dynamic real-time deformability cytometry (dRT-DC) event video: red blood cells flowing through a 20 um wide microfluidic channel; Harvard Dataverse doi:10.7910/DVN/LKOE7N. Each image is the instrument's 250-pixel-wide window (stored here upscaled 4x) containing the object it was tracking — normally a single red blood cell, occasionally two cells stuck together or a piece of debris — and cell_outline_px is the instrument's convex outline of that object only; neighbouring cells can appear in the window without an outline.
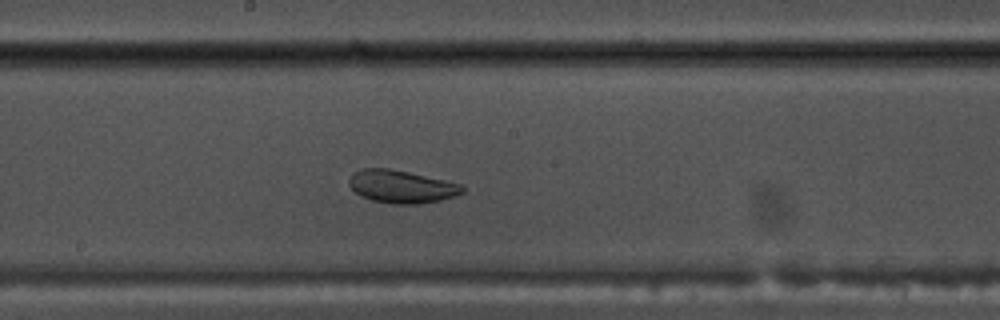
{"species": "common noctule bat (a hibernating species)", "species_latin": "Nyctalus noctula", "temperature_condition": "warm", "stored_images_in_passage": 50, "camera_frame_rate_fps": 3000, "um_per_image_px": 0.085, "animal": {"sex": "male", "body_mass_g": 17.5, "forearm_length_mm": 52.3}, "frame": {"image": 1, "passage_image": 25, "time_ms": 8.0, "image_size_px": [1000, 320], "cell_outline_px": [[464, 192], [440, 200], [416, 204], [392, 204], [372, 200], [360, 196], [348, 184], [348, 180], [352, 172], [360, 168], [388, 168], [408, 172], [464, 184]], "centroid_in_image_um": [34.09, 15.85], "position_along_channel_um": 214.1, "area_um2": 21.73}}
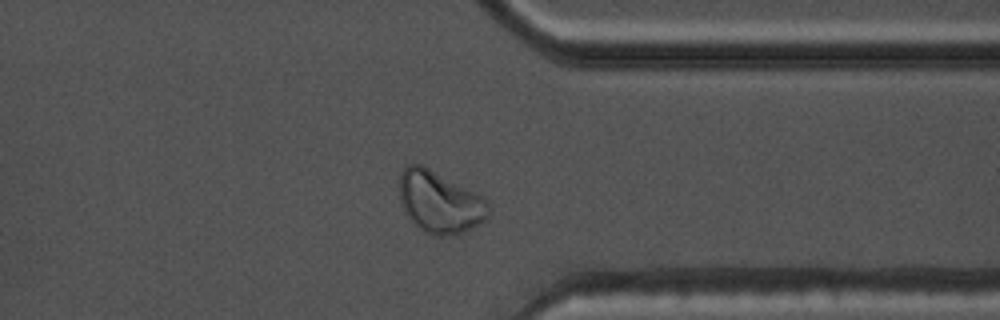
{"frame": {"image": 2, "passage_image": 38, "time_ms": 12.333, "image_size_px": [1000, 320], "cell_outline_px": [[492, 208], [488, 216], [484, 220], [472, 228], [456, 236], [440, 236], [424, 232], [416, 228], [404, 212], [400, 196], [400, 172], [408, 164], [424, 164], [484, 196], [488, 200]], "centroid_in_image_um": [37.41, 17.18], "position_along_channel_um": 374.0, "area_um2": 32.95}}
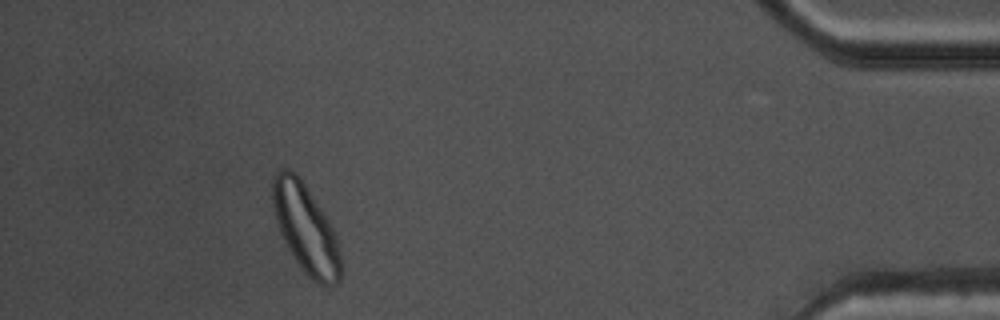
{"frame": {"image": 3, "passage_image": 45, "time_ms": 14.667, "image_size_px": [1000, 320], "cell_outline_px": [[340, 280], [336, 284], [324, 288], [308, 276], [304, 272], [288, 248], [284, 240], [276, 220], [272, 204], [272, 180], [276, 172], [280, 168], [288, 168], [304, 184], [328, 220], [332, 228], [340, 252]], "centroid_in_image_um": [25.97, 19.47], "position_along_channel_um": 409.2, "area_um2": 34.56}, "authors_computed_cell_mechanics": {"area_um2": 26.5302, "velocity_mm_per_s": 3.7627, "shape_relaxation_time_tau1_ms": 4.4441, "shape_relaxation_time_tau2_ms": 1.3616, "deformation_change_tau1": 0.1233, "deformation_change_tau2": 0.0557}}